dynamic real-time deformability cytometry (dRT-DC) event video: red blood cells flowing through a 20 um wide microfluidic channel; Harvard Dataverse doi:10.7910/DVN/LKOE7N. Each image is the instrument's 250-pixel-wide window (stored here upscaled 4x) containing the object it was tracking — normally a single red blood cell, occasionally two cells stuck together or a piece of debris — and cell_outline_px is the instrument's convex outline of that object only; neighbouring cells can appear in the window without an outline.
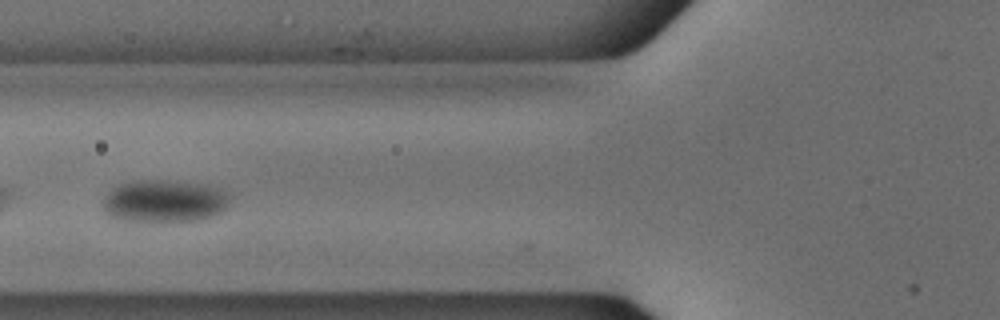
{"species": "common noctule bat (a hibernating species)", "species_latin": "Nyctalus noctula", "temperature_condition": "cold", "stored_images_in_passage": 21, "camera_frame_rate_fps": 3000, "um_per_image_px": 0.085, "animal": {"sex": "male", "body_mass_g": 18.8}, "frame": {"image": 1, "passage_image": 12, "time_ms": 3.667, "image_size_px": [1000, 320], "cell_outline_px": [[232, 196], [228, 208], [216, 216], [176, 224], [116, 220], [108, 216], [104, 212], [104, 196], [112, 188], [120, 184], [132, 180], [180, 180], [208, 184], [224, 188]], "centroid_in_image_um": [14.05, 17.12], "position_along_channel_um": 111.8, "area_um2": 33.35}}
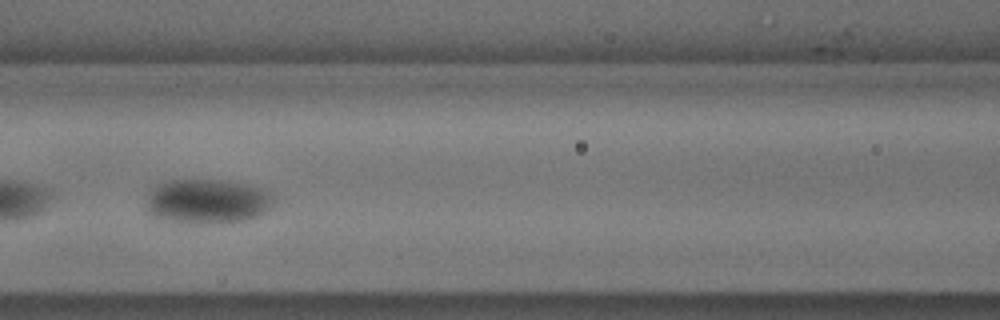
{"frame": {"image": 2, "passage_image": 15, "time_ms": 4.667, "image_size_px": [1000, 320], "cell_outline_px": [[276, 200], [264, 212], [256, 216], [244, 220], [216, 224], [160, 220], [152, 216], [148, 212], [144, 204], [148, 192], [156, 184], [168, 180], [228, 180], [252, 184], [272, 192]], "centroid_in_image_um": [17.6, 17.09], "position_along_channel_um": 149.0, "area_um2": 33.87}}
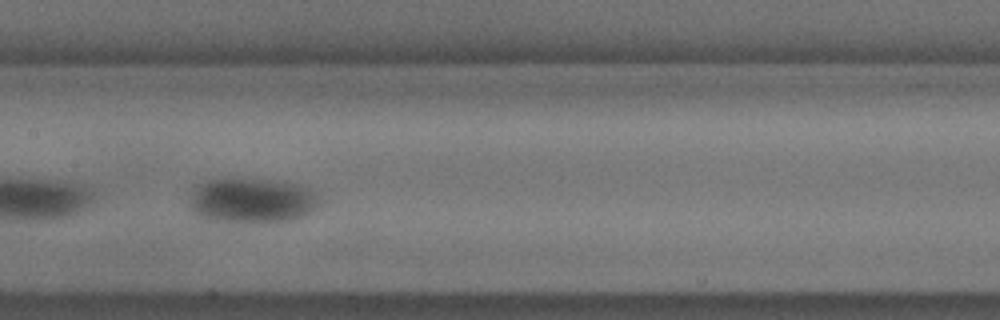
{"frame": {"image": 3, "passage_image": 18, "time_ms": 5.667, "image_size_px": [1000, 320], "cell_outline_px": [[324, 200], [320, 204], [304, 216], [288, 220], [208, 220], [196, 216], [192, 212], [188, 204], [192, 188], [196, 184], [208, 180], [276, 180], [300, 184], [320, 192]], "centroid_in_image_um": [21.45, 17.01], "position_along_channel_um": 185.9, "area_um2": 33.93}}